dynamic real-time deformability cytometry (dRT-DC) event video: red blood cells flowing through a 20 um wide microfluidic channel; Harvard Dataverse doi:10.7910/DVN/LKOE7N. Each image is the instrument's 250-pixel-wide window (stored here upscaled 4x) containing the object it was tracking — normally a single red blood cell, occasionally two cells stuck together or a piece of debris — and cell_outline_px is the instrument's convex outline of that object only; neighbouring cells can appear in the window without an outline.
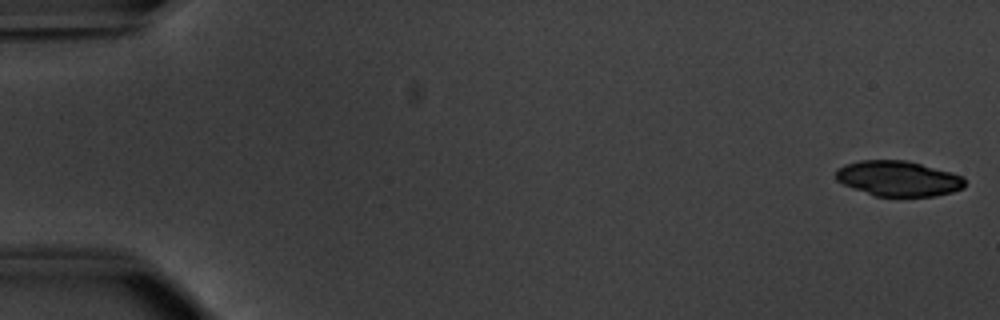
{"species": "common noctule bat (a hibernating species)", "species_latin": "Nyctalus noctula", "temperature_condition": "warm", "stored_images_in_passage": 50, "camera_frame_rate_fps": 3000, "um_per_image_px": 0.085, "animal": {"sex": "male", "body_mass_g": 20.1, "forearm_length_mm": 53.5}, "frame": {"image": 1, "passage_image": 1, "time_ms": 0.0, "image_size_px": [1000, 320], "cell_outline_px": [[964, 188], [952, 192], [936, 196], [876, 196], [844, 184], [836, 180], [836, 168], [844, 164], [860, 160], [904, 160], [920, 164], [964, 176]], "centroid_in_image_um": [76.35, 15.17], "position_along_channel_um": 8.7, "area_um2": 26.36}}